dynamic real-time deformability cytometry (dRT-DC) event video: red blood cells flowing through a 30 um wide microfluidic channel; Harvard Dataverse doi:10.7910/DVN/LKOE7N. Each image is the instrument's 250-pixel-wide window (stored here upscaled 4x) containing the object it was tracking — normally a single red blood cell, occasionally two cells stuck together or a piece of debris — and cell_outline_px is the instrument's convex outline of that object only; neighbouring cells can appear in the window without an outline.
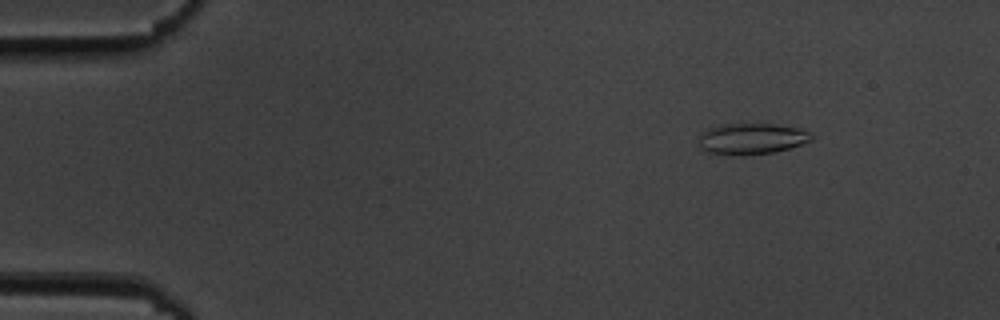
{"species": "common noctule bat (a hibernating species)", "species_latin": "Nyctalus noctula", "temperature_condition": "cold", "stored_images_in_passage": 56, "camera_frame_rate_fps": 3000, "um_per_image_px": 0.085, "animal": {"sex": "male", "body_mass_g": 19.5, "forearm_length_mm": 54.6}, "frame": {"image": 1, "passage_image": 7, "time_ms": 2.0, "image_size_px": [1000, 320], "cell_outline_px": [[812, 140], [776, 152], [708, 152], [700, 148], [700, 132], [708, 128], [724, 124], [776, 124], [800, 128], [808, 132], [812, 136]], "centroid_in_image_um": [63.91, 11.73], "position_along_channel_um": 21.1, "area_um2": 19.42}}
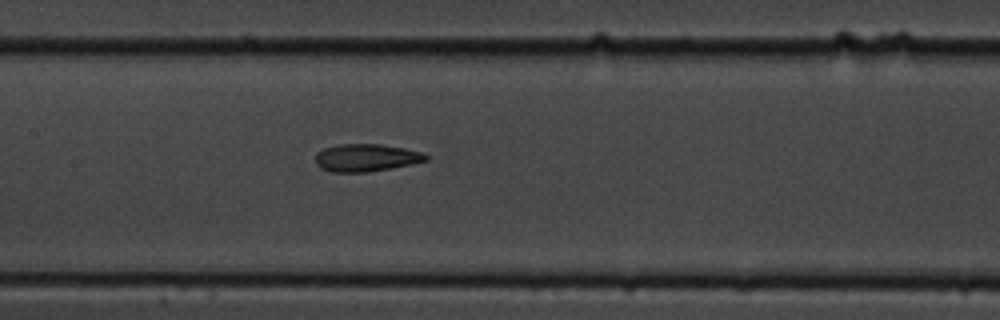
{"frame": {"image": 2, "passage_image": 27, "time_ms": 8.667, "image_size_px": [1000, 320], "cell_outline_px": [[428, 160], [412, 164], [392, 168], [368, 172], [332, 172], [320, 168], [316, 164], [316, 152], [324, 148], [340, 144], [380, 144], [404, 148], [420, 152], [428, 156]], "centroid_in_image_um": [31.1, 13.41], "position_along_channel_um": 176.3, "area_um2": 17.74}}
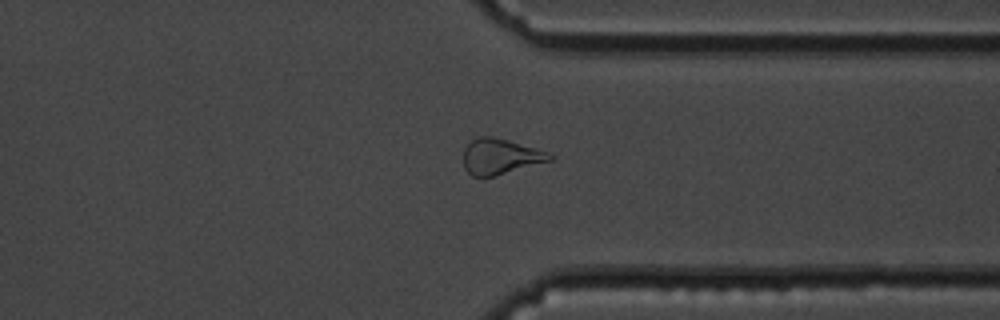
{"frame": {"image": 3, "passage_image": 43, "time_ms": 14.0, "image_size_px": [1000, 320], "cell_outline_px": [[556, 156], [552, 160], [496, 176], [472, 176], [464, 168], [464, 148], [472, 140], [480, 136], [492, 136], [508, 140], [548, 152]], "centroid_in_image_um": [42.54, 13.31], "position_along_channel_um": 368.9, "area_um2": 17.86}, "authors_computed_cell_mechanics": {"area_um2": 18.7561, "velocity_mm_per_s": 3.6224, "shape_relaxation_time_tau1_ms": 4.736, "shape_relaxation_time_tau2_ms": 3.3015, "deformation_change_tau1": 0.1451, "deformation_change_tau2": 0.1149}}